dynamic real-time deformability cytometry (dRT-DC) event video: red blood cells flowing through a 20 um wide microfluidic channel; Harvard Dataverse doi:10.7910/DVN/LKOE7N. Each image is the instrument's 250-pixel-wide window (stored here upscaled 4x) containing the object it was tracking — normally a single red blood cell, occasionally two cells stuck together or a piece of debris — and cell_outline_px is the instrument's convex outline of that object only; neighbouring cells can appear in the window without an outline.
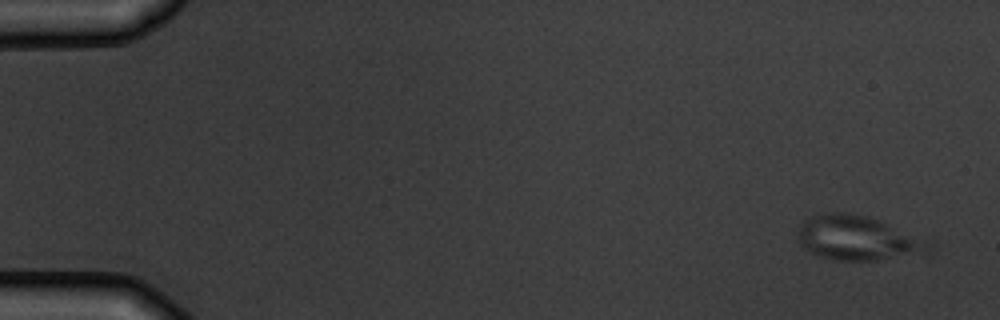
{"species": "common noctule bat (a hibernating species)", "species_latin": "Nyctalus noctula", "temperature_condition": "warm", "stored_images_in_passage": 5, "camera_frame_rate_fps": 3000, "um_per_image_px": 0.085, "animal": {"sex": "male", "body_mass_g": 19.5, "forearm_length_mm": 54.6}, "frame": {"image": 1, "passage_image": 1, "time_ms": 0.0, "image_size_px": [1000, 320], "cell_outline_px": [[912, 248], [876, 260], [832, 260], [808, 252], [800, 244], [796, 232], [800, 224], [808, 216], [828, 212], [848, 212], [868, 216], [884, 224], [908, 240], [912, 244]], "centroid_in_image_um": [72.2, 20.16], "position_along_channel_um": 12.8, "area_um2": 29.88}}